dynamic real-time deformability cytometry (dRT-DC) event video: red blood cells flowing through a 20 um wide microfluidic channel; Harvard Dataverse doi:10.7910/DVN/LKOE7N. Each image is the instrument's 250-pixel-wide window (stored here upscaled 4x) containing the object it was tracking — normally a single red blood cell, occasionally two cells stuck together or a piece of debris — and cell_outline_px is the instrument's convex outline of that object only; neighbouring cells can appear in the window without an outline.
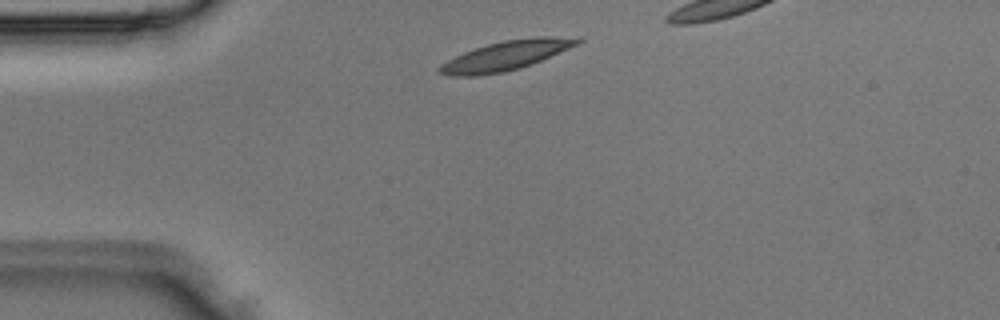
{"species": "Egyptian fruit bat (a non-hibernating species)", "species_latin": "Rousettus aegyptiacus", "temperature_condition": "room temperature", "stored_images_in_passage": 3, "camera_frame_rate_fps": 3000, "um_per_image_px": 0.085, "animal": {"sex": "male"}, "frame": {"image": 1, "passage_image": 1, "time_ms": 0.0, "image_size_px": [1000, 320], "cell_outline_px": [[584, 40], [580, 44], [520, 68], [504, 72], [476, 76], [452, 76], [440, 72], [436, 68], [440, 64], [464, 52], [488, 44], [504, 40], [532, 36], [580, 36]], "centroid_in_image_um": [43.08, 4.7], "position_along_channel_um": 41.9, "area_um2": 23.76}}